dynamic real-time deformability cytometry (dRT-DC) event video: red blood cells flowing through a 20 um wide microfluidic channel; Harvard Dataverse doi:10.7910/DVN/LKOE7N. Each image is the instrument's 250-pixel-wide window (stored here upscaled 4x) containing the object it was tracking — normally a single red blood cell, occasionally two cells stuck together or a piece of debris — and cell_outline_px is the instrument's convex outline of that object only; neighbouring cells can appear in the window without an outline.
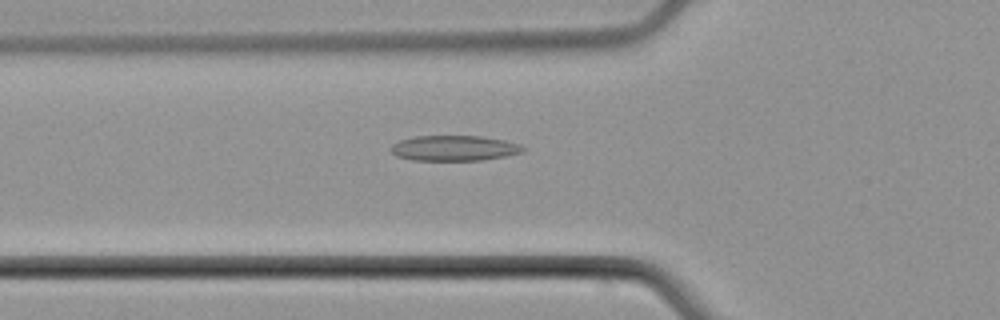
{"species": "common noctule bat (a hibernating species)", "species_latin": "Nyctalus noctula", "temperature_condition": "cold", "stored_images_in_passage": 54, "camera_frame_rate_fps": 3000, "um_per_image_px": 0.085, "animal": {"sex": "male", "body_mass_g": 21.5, "forearm_length_mm": 52.0}, "frame": {"image": 1, "passage_image": 19, "time_ms": 6.0, "image_size_px": [1000, 320], "cell_outline_px": [[524, 152], [504, 156], [480, 160], [412, 160], [396, 156], [392, 152], [392, 144], [400, 140], [416, 136], [480, 136], [504, 140], [520, 144], [524, 148]], "centroid_in_image_um": [38.6, 12.59], "position_along_channel_um": 87.2, "area_um2": 19.36}}
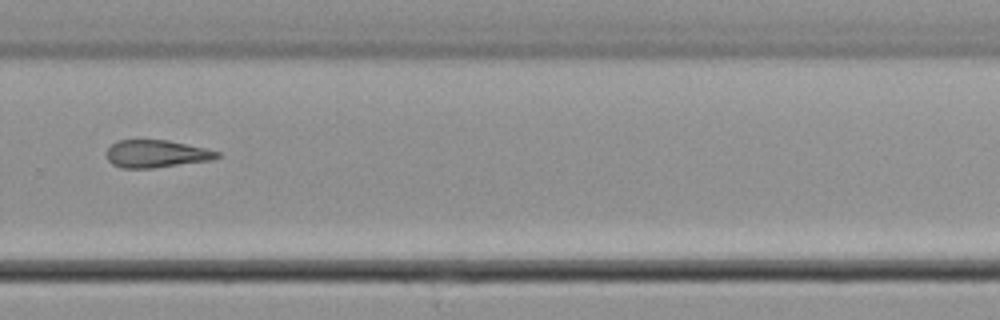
{"frame": {"image": 2, "passage_image": 37, "time_ms": 12.0, "image_size_px": [1000, 320], "cell_outline_px": [[220, 156], [212, 160], [152, 168], [120, 168], [112, 164], [108, 160], [108, 148], [112, 144], [120, 140], [168, 140], [208, 148], [220, 152]], "centroid_in_image_um": [13.33, 13.07], "position_along_channel_um": 316.5, "area_um2": 17.74}}
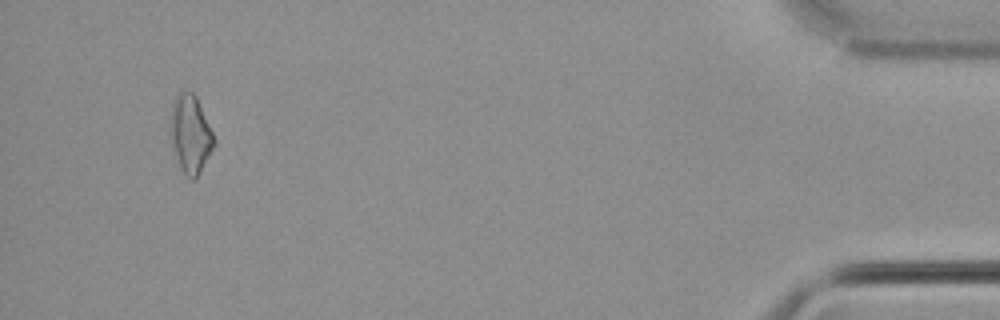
{"frame": {"image": 3, "passage_image": 51, "time_ms": 16.667, "image_size_px": [1000, 320], "cell_outline_px": [[216, 144], [196, 180], [192, 180], [184, 172], [176, 156], [172, 140], [172, 100], [180, 92], [192, 92], [196, 96], [216, 140]], "centroid_in_image_um": [16.24, 11.41], "position_along_channel_um": 419.0, "area_um2": 19.25}}